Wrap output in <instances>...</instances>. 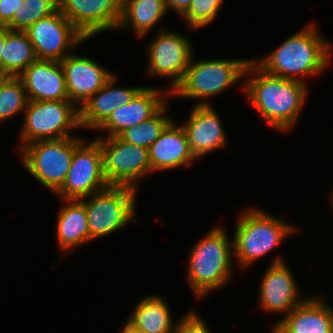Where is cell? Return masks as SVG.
<instances>
[{
	"instance_id": "6da1fadb",
	"label": "cell",
	"mask_w": 333,
	"mask_h": 333,
	"mask_svg": "<svg viewBox=\"0 0 333 333\" xmlns=\"http://www.w3.org/2000/svg\"><path fill=\"white\" fill-rule=\"evenodd\" d=\"M247 76L243 92L265 122L277 131L295 127L307 101V83L268 74L253 61L246 69Z\"/></svg>"
},
{
	"instance_id": "7a4b0ae2",
	"label": "cell",
	"mask_w": 333,
	"mask_h": 333,
	"mask_svg": "<svg viewBox=\"0 0 333 333\" xmlns=\"http://www.w3.org/2000/svg\"><path fill=\"white\" fill-rule=\"evenodd\" d=\"M316 26L315 23L306 25L271 53L252 61L268 74L306 83L302 76L323 73L331 60L332 45L321 36Z\"/></svg>"
},
{
	"instance_id": "3957f363",
	"label": "cell",
	"mask_w": 333,
	"mask_h": 333,
	"mask_svg": "<svg viewBox=\"0 0 333 333\" xmlns=\"http://www.w3.org/2000/svg\"><path fill=\"white\" fill-rule=\"evenodd\" d=\"M186 279L199 299L222 289L233 276V242L217 226L207 232L189 251ZM233 261V262H232Z\"/></svg>"
},
{
	"instance_id": "277c9868",
	"label": "cell",
	"mask_w": 333,
	"mask_h": 333,
	"mask_svg": "<svg viewBox=\"0 0 333 333\" xmlns=\"http://www.w3.org/2000/svg\"><path fill=\"white\" fill-rule=\"evenodd\" d=\"M239 216L232 242L233 256L241 268L249 267L278 247L295 230L297 232V227L291 223L257 207H248Z\"/></svg>"
},
{
	"instance_id": "5b68a950",
	"label": "cell",
	"mask_w": 333,
	"mask_h": 333,
	"mask_svg": "<svg viewBox=\"0 0 333 333\" xmlns=\"http://www.w3.org/2000/svg\"><path fill=\"white\" fill-rule=\"evenodd\" d=\"M252 59H202L192 55L181 83L170 93L184 99H201L195 105L209 106V98L230 89L242 78ZM235 83V84H234Z\"/></svg>"
},
{
	"instance_id": "8992f818",
	"label": "cell",
	"mask_w": 333,
	"mask_h": 333,
	"mask_svg": "<svg viewBox=\"0 0 333 333\" xmlns=\"http://www.w3.org/2000/svg\"><path fill=\"white\" fill-rule=\"evenodd\" d=\"M137 192L131 187L109 186L80 200L86 207L90 241L108 236L136 220Z\"/></svg>"
},
{
	"instance_id": "52a82bcc",
	"label": "cell",
	"mask_w": 333,
	"mask_h": 333,
	"mask_svg": "<svg viewBox=\"0 0 333 333\" xmlns=\"http://www.w3.org/2000/svg\"><path fill=\"white\" fill-rule=\"evenodd\" d=\"M24 115L17 151L35 141L74 137L71 130L81 128L80 110L71 101H29Z\"/></svg>"
},
{
	"instance_id": "ba28073f",
	"label": "cell",
	"mask_w": 333,
	"mask_h": 333,
	"mask_svg": "<svg viewBox=\"0 0 333 333\" xmlns=\"http://www.w3.org/2000/svg\"><path fill=\"white\" fill-rule=\"evenodd\" d=\"M82 140L78 136L40 140L24 145L18 152L26 171L55 194L66 179L74 148Z\"/></svg>"
},
{
	"instance_id": "9c48e42d",
	"label": "cell",
	"mask_w": 333,
	"mask_h": 333,
	"mask_svg": "<svg viewBox=\"0 0 333 333\" xmlns=\"http://www.w3.org/2000/svg\"><path fill=\"white\" fill-rule=\"evenodd\" d=\"M103 155L104 177L110 186L138 190L143 177L153 173L148 148L124 141L120 136L96 137Z\"/></svg>"
},
{
	"instance_id": "30bf717a",
	"label": "cell",
	"mask_w": 333,
	"mask_h": 333,
	"mask_svg": "<svg viewBox=\"0 0 333 333\" xmlns=\"http://www.w3.org/2000/svg\"><path fill=\"white\" fill-rule=\"evenodd\" d=\"M86 141L83 139L74 148L66 179L55 193L60 196V201L81 200L110 186L104 177L99 142L95 138L87 143Z\"/></svg>"
},
{
	"instance_id": "8fae6325",
	"label": "cell",
	"mask_w": 333,
	"mask_h": 333,
	"mask_svg": "<svg viewBox=\"0 0 333 333\" xmlns=\"http://www.w3.org/2000/svg\"><path fill=\"white\" fill-rule=\"evenodd\" d=\"M193 52L186 36L160 29L147 47L148 76L171 78L166 90L172 93L183 80Z\"/></svg>"
},
{
	"instance_id": "7c38bea8",
	"label": "cell",
	"mask_w": 333,
	"mask_h": 333,
	"mask_svg": "<svg viewBox=\"0 0 333 333\" xmlns=\"http://www.w3.org/2000/svg\"><path fill=\"white\" fill-rule=\"evenodd\" d=\"M37 59L62 61L87 39L58 10L25 30Z\"/></svg>"
},
{
	"instance_id": "4fadbf2b",
	"label": "cell",
	"mask_w": 333,
	"mask_h": 333,
	"mask_svg": "<svg viewBox=\"0 0 333 333\" xmlns=\"http://www.w3.org/2000/svg\"><path fill=\"white\" fill-rule=\"evenodd\" d=\"M58 10L88 40L118 28L122 0H58Z\"/></svg>"
},
{
	"instance_id": "5bb4252c",
	"label": "cell",
	"mask_w": 333,
	"mask_h": 333,
	"mask_svg": "<svg viewBox=\"0 0 333 333\" xmlns=\"http://www.w3.org/2000/svg\"><path fill=\"white\" fill-rule=\"evenodd\" d=\"M274 257L266 269L259 288V305L271 313L288 315L307 297H302L297 281L288 264ZM302 297V298H301Z\"/></svg>"
},
{
	"instance_id": "9a60e30c",
	"label": "cell",
	"mask_w": 333,
	"mask_h": 333,
	"mask_svg": "<svg viewBox=\"0 0 333 333\" xmlns=\"http://www.w3.org/2000/svg\"><path fill=\"white\" fill-rule=\"evenodd\" d=\"M60 62L69 101L79 109L114 75L97 61L74 52Z\"/></svg>"
},
{
	"instance_id": "2e32d148",
	"label": "cell",
	"mask_w": 333,
	"mask_h": 333,
	"mask_svg": "<svg viewBox=\"0 0 333 333\" xmlns=\"http://www.w3.org/2000/svg\"><path fill=\"white\" fill-rule=\"evenodd\" d=\"M168 97H171L168 90L143 87L129 103L115 109L97 130L107 132L105 137L119 136L127 128L153 117L166 104Z\"/></svg>"
},
{
	"instance_id": "e0dca14e",
	"label": "cell",
	"mask_w": 333,
	"mask_h": 333,
	"mask_svg": "<svg viewBox=\"0 0 333 333\" xmlns=\"http://www.w3.org/2000/svg\"><path fill=\"white\" fill-rule=\"evenodd\" d=\"M182 126L187 134L189 147L197 159L203 158L215 149L227 145L226 131L215 108L192 106L189 119Z\"/></svg>"
},
{
	"instance_id": "ac0fdd59",
	"label": "cell",
	"mask_w": 333,
	"mask_h": 333,
	"mask_svg": "<svg viewBox=\"0 0 333 333\" xmlns=\"http://www.w3.org/2000/svg\"><path fill=\"white\" fill-rule=\"evenodd\" d=\"M310 296L279 319L272 326L271 332L333 333V307L319 295Z\"/></svg>"
},
{
	"instance_id": "d6986e66",
	"label": "cell",
	"mask_w": 333,
	"mask_h": 333,
	"mask_svg": "<svg viewBox=\"0 0 333 333\" xmlns=\"http://www.w3.org/2000/svg\"><path fill=\"white\" fill-rule=\"evenodd\" d=\"M18 78L29 101H69L61 62L37 59Z\"/></svg>"
},
{
	"instance_id": "ffe728a7",
	"label": "cell",
	"mask_w": 333,
	"mask_h": 333,
	"mask_svg": "<svg viewBox=\"0 0 333 333\" xmlns=\"http://www.w3.org/2000/svg\"><path fill=\"white\" fill-rule=\"evenodd\" d=\"M148 153L152 172L189 167L196 159L190 150L183 126L177 125L174 119L148 148Z\"/></svg>"
},
{
	"instance_id": "44dd1931",
	"label": "cell",
	"mask_w": 333,
	"mask_h": 333,
	"mask_svg": "<svg viewBox=\"0 0 333 333\" xmlns=\"http://www.w3.org/2000/svg\"><path fill=\"white\" fill-rule=\"evenodd\" d=\"M118 78L114 74L106 84L91 96L80 110L81 129L96 130L111 113L129 103L144 87H118Z\"/></svg>"
},
{
	"instance_id": "7402d4cb",
	"label": "cell",
	"mask_w": 333,
	"mask_h": 333,
	"mask_svg": "<svg viewBox=\"0 0 333 333\" xmlns=\"http://www.w3.org/2000/svg\"><path fill=\"white\" fill-rule=\"evenodd\" d=\"M64 201L57 214L56 235L58 248L68 255L90 242V231L85 205L80 200Z\"/></svg>"
},
{
	"instance_id": "603a6c76",
	"label": "cell",
	"mask_w": 333,
	"mask_h": 333,
	"mask_svg": "<svg viewBox=\"0 0 333 333\" xmlns=\"http://www.w3.org/2000/svg\"><path fill=\"white\" fill-rule=\"evenodd\" d=\"M158 295L140 299L125 323L139 333H174L175 322L166 300Z\"/></svg>"
},
{
	"instance_id": "cb8c5ba5",
	"label": "cell",
	"mask_w": 333,
	"mask_h": 333,
	"mask_svg": "<svg viewBox=\"0 0 333 333\" xmlns=\"http://www.w3.org/2000/svg\"><path fill=\"white\" fill-rule=\"evenodd\" d=\"M168 13L165 0H122L118 30L132 28L138 38L146 35Z\"/></svg>"
},
{
	"instance_id": "d4e9b609",
	"label": "cell",
	"mask_w": 333,
	"mask_h": 333,
	"mask_svg": "<svg viewBox=\"0 0 333 333\" xmlns=\"http://www.w3.org/2000/svg\"><path fill=\"white\" fill-rule=\"evenodd\" d=\"M3 69L12 77H18L37 60L34 47L25 31H10L7 34L3 54Z\"/></svg>"
},
{
	"instance_id": "484cf974",
	"label": "cell",
	"mask_w": 333,
	"mask_h": 333,
	"mask_svg": "<svg viewBox=\"0 0 333 333\" xmlns=\"http://www.w3.org/2000/svg\"><path fill=\"white\" fill-rule=\"evenodd\" d=\"M167 103L150 119L139 125L127 128L119 136L126 142L149 148L160 136L166 126L173 120L166 115Z\"/></svg>"
},
{
	"instance_id": "4316f807",
	"label": "cell",
	"mask_w": 333,
	"mask_h": 333,
	"mask_svg": "<svg viewBox=\"0 0 333 333\" xmlns=\"http://www.w3.org/2000/svg\"><path fill=\"white\" fill-rule=\"evenodd\" d=\"M7 27L12 31H25L38 20L58 11V0H23Z\"/></svg>"
},
{
	"instance_id": "83f0119b",
	"label": "cell",
	"mask_w": 333,
	"mask_h": 333,
	"mask_svg": "<svg viewBox=\"0 0 333 333\" xmlns=\"http://www.w3.org/2000/svg\"><path fill=\"white\" fill-rule=\"evenodd\" d=\"M28 102L29 99L23 82L18 77H12L0 89V122L15 117L21 111H25Z\"/></svg>"
},
{
	"instance_id": "f1b7e54d",
	"label": "cell",
	"mask_w": 333,
	"mask_h": 333,
	"mask_svg": "<svg viewBox=\"0 0 333 333\" xmlns=\"http://www.w3.org/2000/svg\"><path fill=\"white\" fill-rule=\"evenodd\" d=\"M224 0H191L189 8L181 15L188 29H200L217 17Z\"/></svg>"
},
{
	"instance_id": "f546056e",
	"label": "cell",
	"mask_w": 333,
	"mask_h": 333,
	"mask_svg": "<svg viewBox=\"0 0 333 333\" xmlns=\"http://www.w3.org/2000/svg\"><path fill=\"white\" fill-rule=\"evenodd\" d=\"M194 311L190 309L181 319H178L174 333H211L207 323Z\"/></svg>"
},
{
	"instance_id": "4dcf8cb0",
	"label": "cell",
	"mask_w": 333,
	"mask_h": 333,
	"mask_svg": "<svg viewBox=\"0 0 333 333\" xmlns=\"http://www.w3.org/2000/svg\"><path fill=\"white\" fill-rule=\"evenodd\" d=\"M23 0H0V25L7 26L14 17V12L22 6Z\"/></svg>"
},
{
	"instance_id": "1f68e13d",
	"label": "cell",
	"mask_w": 333,
	"mask_h": 333,
	"mask_svg": "<svg viewBox=\"0 0 333 333\" xmlns=\"http://www.w3.org/2000/svg\"><path fill=\"white\" fill-rule=\"evenodd\" d=\"M167 10L176 11L179 17L189 8L191 0H165Z\"/></svg>"
},
{
	"instance_id": "d6a6232c",
	"label": "cell",
	"mask_w": 333,
	"mask_h": 333,
	"mask_svg": "<svg viewBox=\"0 0 333 333\" xmlns=\"http://www.w3.org/2000/svg\"><path fill=\"white\" fill-rule=\"evenodd\" d=\"M11 30L7 26H1L0 25V69L3 68V63H2V57L1 54H3V46L7 37V34Z\"/></svg>"
},
{
	"instance_id": "836d02e7",
	"label": "cell",
	"mask_w": 333,
	"mask_h": 333,
	"mask_svg": "<svg viewBox=\"0 0 333 333\" xmlns=\"http://www.w3.org/2000/svg\"><path fill=\"white\" fill-rule=\"evenodd\" d=\"M12 79V76L3 68L0 69V89Z\"/></svg>"
},
{
	"instance_id": "e575fe53",
	"label": "cell",
	"mask_w": 333,
	"mask_h": 333,
	"mask_svg": "<svg viewBox=\"0 0 333 333\" xmlns=\"http://www.w3.org/2000/svg\"><path fill=\"white\" fill-rule=\"evenodd\" d=\"M124 327H122V332L121 333H139L136 332L135 330H133L130 326H128L126 323H124L123 325Z\"/></svg>"
},
{
	"instance_id": "d590c367",
	"label": "cell",
	"mask_w": 333,
	"mask_h": 333,
	"mask_svg": "<svg viewBox=\"0 0 333 333\" xmlns=\"http://www.w3.org/2000/svg\"><path fill=\"white\" fill-rule=\"evenodd\" d=\"M330 195H331L330 196L331 197V200H330L331 202L330 203H331V205H333V190H331V194ZM331 207L333 208V206H331Z\"/></svg>"
}]
</instances>
